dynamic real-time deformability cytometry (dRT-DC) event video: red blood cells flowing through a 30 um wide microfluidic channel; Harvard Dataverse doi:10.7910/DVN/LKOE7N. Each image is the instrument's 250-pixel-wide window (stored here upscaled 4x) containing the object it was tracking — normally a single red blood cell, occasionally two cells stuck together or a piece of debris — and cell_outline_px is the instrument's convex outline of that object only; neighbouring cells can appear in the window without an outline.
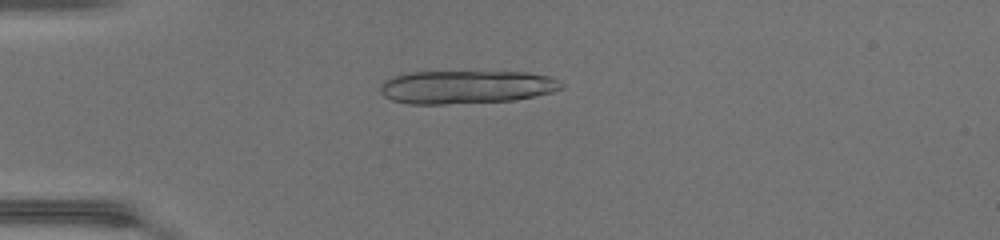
{"species": "common noctule bat (a hibernating species)", "species_latin": "Nyctalus noctula", "temperature_condition": "warm", "stored_images_in_passage": 48, "segment_of_instrument_passage": [1, 2], "camera_frame_rate_fps": 3000, "um_per_image_px": 0.085, "animal": {"sex": "female", "body_mass_g": 17.0, "forearm_length_mm": 48.0}, "frame": {"image": 1, "passage_image": 14, "time_ms": 4.333, "image_size_px": [1000, 240], "cell_outline_px": [[564, 88], [552, 92], [512, 100], [444, 104], [408, 104], [392, 100], [384, 96], [380, 92], [380, 84], [384, 80], [392, 76], [408, 72], [528, 72], [548, 76], [560, 80], [564, 84]], "centroid_in_image_um": [39.61, 7.39], "position_along_channel_um": 45.4, "area_um2": 35.2}}